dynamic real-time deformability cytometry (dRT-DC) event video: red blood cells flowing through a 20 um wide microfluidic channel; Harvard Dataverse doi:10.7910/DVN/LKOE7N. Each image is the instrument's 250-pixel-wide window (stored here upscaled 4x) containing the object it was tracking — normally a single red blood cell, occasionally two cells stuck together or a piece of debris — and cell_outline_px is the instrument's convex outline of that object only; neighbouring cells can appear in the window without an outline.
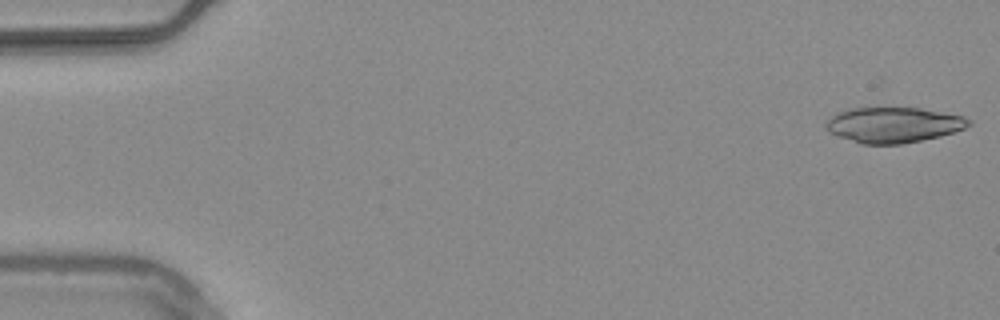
{"species": "common noctule bat (a hibernating species)", "species_latin": "Nyctalus noctula", "temperature_condition": "warm", "stored_images_in_passage": 9, "camera_frame_rate_fps": 3000, "um_per_image_px": 0.085, "animal": {"sex": "male", "body_mass_g": 20.4}, "frame": {"image": 1, "passage_image": 1, "time_ms": 0.0, "image_size_px": [1000, 320], "cell_outline_px": [[972, 124], [964, 128], [940, 136], [900, 144], [860, 144], [828, 132], [824, 124], [836, 112], [852, 108], [920, 108], [964, 116], [972, 120]], "centroid_in_image_um": [75.93, 10.61], "position_along_channel_um": 9.1, "area_um2": 29.42}}